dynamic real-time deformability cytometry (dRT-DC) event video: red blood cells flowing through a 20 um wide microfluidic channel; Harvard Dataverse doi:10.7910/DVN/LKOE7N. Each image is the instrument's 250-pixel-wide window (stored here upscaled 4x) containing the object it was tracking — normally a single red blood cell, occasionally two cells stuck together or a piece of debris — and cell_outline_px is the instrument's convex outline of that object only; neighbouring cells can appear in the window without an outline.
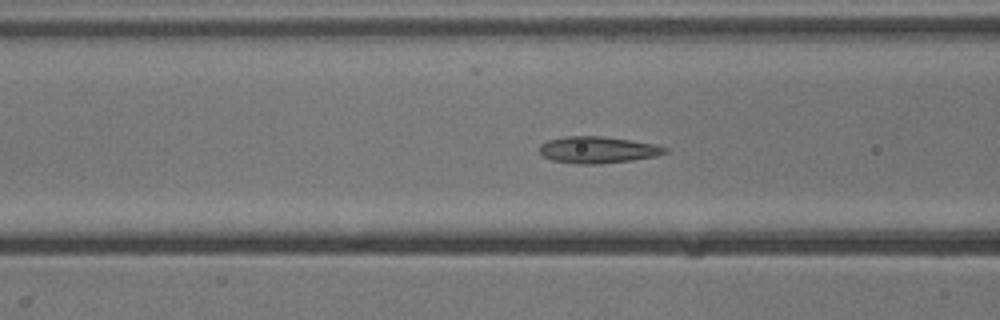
{"species": "common noctule bat (a hibernating species)", "species_latin": "Nyctalus noctula", "temperature_condition": "cold", "stored_images_in_passage": 40, "camera_frame_rate_fps": 3000, "um_per_image_px": 0.085, "animal": {"sex": "male", "body_mass_g": 13.3}, "frame": {"image": 1, "passage_image": 7, "time_ms": 2.0, "image_size_px": [1000, 320], "cell_outline_px": [[668, 152], [656, 156], [632, 160], [600, 164], [576, 164], [552, 160], [544, 156], [540, 152], [540, 144], [548, 140], [564, 136], [600, 136], [656, 144], [668, 148]], "centroid_in_image_um": [50.81, 12.74], "position_along_channel_um": 115.8, "area_um2": 19.48}}
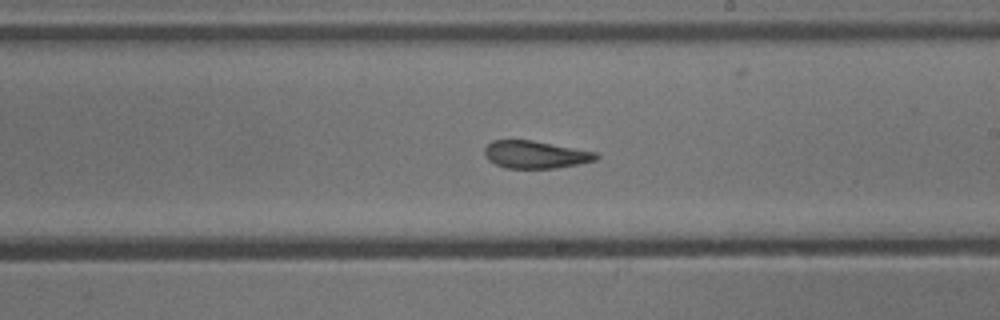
{"frame": {"image": 2, "passage_image": 17, "time_ms": 5.333, "image_size_px": [1000, 320], "cell_outline_px": [[600, 156], [596, 160], [580, 164], [556, 168], [504, 168], [488, 160], [484, 156], [484, 148], [492, 140], [532, 140], [596, 152]], "centroid_in_image_um": [45.5, 13.14], "position_along_channel_um": 243.5, "area_um2": 17.98}}
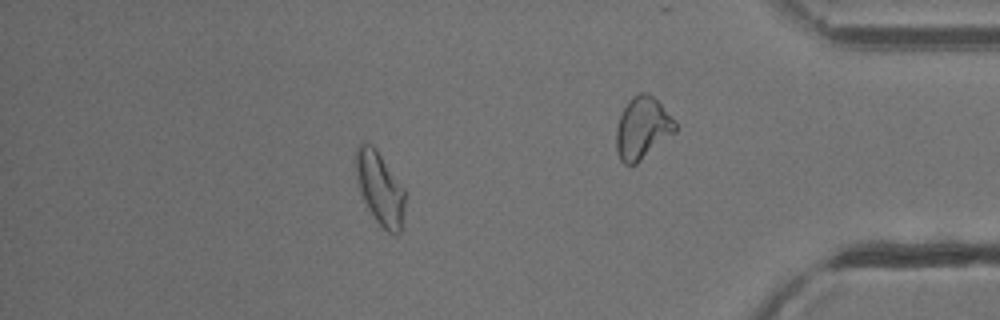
{"frame": {"image": 3, "passage_image": 33, "time_ms": 10.667, "image_size_px": [1000, 320], "cell_outline_px": [[404, 208], [400, 232], [396, 236], [388, 232], [376, 220], [368, 208], [360, 192], [356, 176], [356, 144], [372, 144], [376, 148], [404, 188]], "centroid_in_image_um": [32.29, 16.0], "position_along_channel_um": 402.9, "area_um2": 20.63}, "authors_computed_cell_mechanics": {"area_um2": 19.2185, "velocity_mm_per_s": 3.8342, "shape_relaxation_time_tau1_ms": 7.8875, "shape_relaxation_time_tau2_ms": 1.7544, "deformation_change_tau1": 0.188, "deformation_change_tau2": 0.0804}}